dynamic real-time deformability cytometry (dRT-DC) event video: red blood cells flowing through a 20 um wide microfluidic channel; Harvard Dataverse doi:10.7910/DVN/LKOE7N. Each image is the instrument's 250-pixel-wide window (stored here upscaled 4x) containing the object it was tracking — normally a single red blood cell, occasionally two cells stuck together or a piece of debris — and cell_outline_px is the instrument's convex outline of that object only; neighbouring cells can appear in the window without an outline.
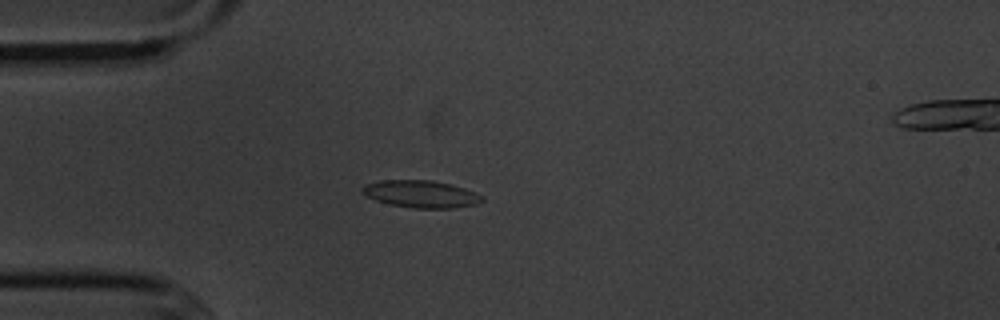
{"species": "common noctule bat (a hibernating species)", "species_latin": "Nyctalus noctula", "temperature_condition": "cold", "stored_images_in_passage": 6, "camera_frame_rate_fps": 3000, "um_per_image_px": 0.085, "animal": {"sex": "male", "body_mass_g": 20.1, "forearm_length_mm": 53.5}, "frame": {"image": 1, "passage_image": 5, "time_ms": 4.667, "image_size_px": [1000, 320], "cell_outline_px": [[484, 200], [476, 204], [452, 208], [412, 208], [392, 204], [376, 200], [360, 192], [360, 188], [364, 184], [380, 180], [432, 180], [464, 188], [476, 192], [484, 196]], "centroid_in_image_um": [35.77, 16.48], "position_along_channel_um": 49.2, "area_um2": 19.02}}